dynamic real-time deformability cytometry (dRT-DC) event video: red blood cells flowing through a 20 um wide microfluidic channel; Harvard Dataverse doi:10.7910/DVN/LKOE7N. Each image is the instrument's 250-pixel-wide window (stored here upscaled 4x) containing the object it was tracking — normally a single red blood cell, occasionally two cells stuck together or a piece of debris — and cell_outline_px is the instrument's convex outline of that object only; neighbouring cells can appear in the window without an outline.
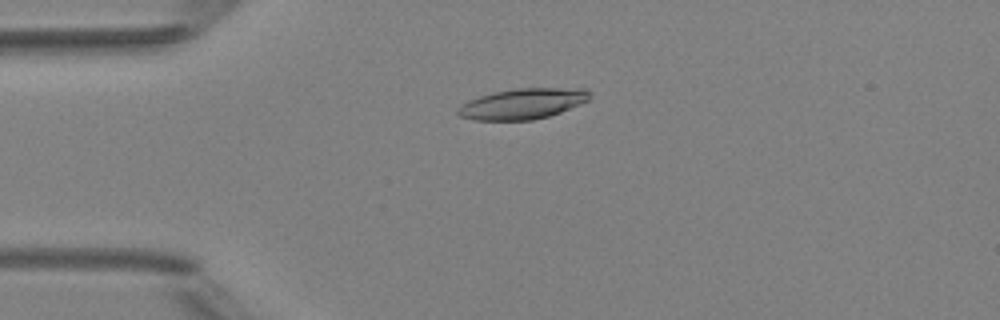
{"species": "Egyptian fruit bat (a non-hibernating species)", "species_latin": "Rousettus aegyptiacus", "temperature_condition": "room temperature", "stored_images_in_passage": 5, "camera_frame_rate_fps": 3000, "um_per_image_px": 0.085, "animal": {"sex": "female"}, "frame": {"image": 1, "passage_image": 4, "time_ms": 3.333, "image_size_px": [1000, 320], "cell_outline_px": [[592, 96], [588, 100], [580, 104], [560, 112], [548, 116], [532, 120], [472, 120], [460, 116], [456, 112], [456, 108], [460, 104], [468, 100], [492, 92], [516, 88], [584, 88]], "centroid_in_image_um": [44.38, 8.81], "position_along_channel_um": 40.6, "area_um2": 23.64}}